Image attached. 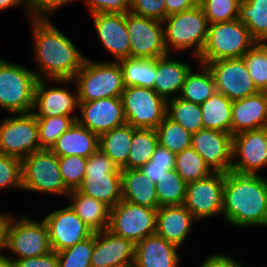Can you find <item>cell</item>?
Here are the masks:
<instances>
[{
  "mask_svg": "<svg viewBox=\"0 0 267 267\" xmlns=\"http://www.w3.org/2000/svg\"><path fill=\"white\" fill-rule=\"evenodd\" d=\"M222 215L234 227H267V179L261 174L224 173Z\"/></svg>",
  "mask_w": 267,
  "mask_h": 267,
  "instance_id": "cell-1",
  "label": "cell"
},
{
  "mask_svg": "<svg viewBox=\"0 0 267 267\" xmlns=\"http://www.w3.org/2000/svg\"><path fill=\"white\" fill-rule=\"evenodd\" d=\"M31 23L34 54L40 70L34 71L36 77L73 79L87 57L49 19H32Z\"/></svg>",
  "mask_w": 267,
  "mask_h": 267,
  "instance_id": "cell-2",
  "label": "cell"
},
{
  "mask_svg": "<svg viewBox=\"0 0 267 267\" xmlns=\"http://www.w3.org/2000/svg\"><path fill=\"white\" fill-rule=\"evenodd\" d=\"M55 82H75L79 102L108 97H121L124 91L123 73L119 61L93 62L86 59L73 79H54Z\"/></svg>",
  "mask_w": 267,
  "mask_h": 267,
  "instance_id": "cell-3",
  "label": "cell"
},
{
  "mask_svg": "<svg viewBox=\"0 0 267 267\" xmlns=\"http://www.w3.org/2000/svg\"><path fill=\"white\" fill-rule=\"evenodd\" d=\"M162 24L168 53L170 47L176 51L193 48L194 57L201 55L206 44L209 23L200 4L167 16Z\"/></svg>",
  "mask_w": 267,
  "mask_h": 267,
  "instance_id": "cell-4",
  "label": "cell"
},
{
  "mask_svg": "<svg viewBox=\"0 0 267 267\" xmlns=\"http://www.w3.org/2000/svg\"><path fill=\"white\" fill-rule=\"evenodd\" d=\"M257 41L238 19L209 24L206 44L197 58L200 63L242 58Z\"/></svg>",
  "mask_w": 267,
  "mask_h": 267,
  "instance_id": "cell-5",
  "label": "cell"
},
{
  "mask_svg": "<svg viewBox=\"0 0 267 267\" xmlns=\"http://www.w3.org/2000/svg\"><path fill=\"white\" fill-rule=\"evenodd\" d=\"M37 80L32 68L0 58V108L14 114L32 112Z\"/></svg>",
  "mask_w": 267,
  "mask_h": 267,
  "instance_id": "cell-6",
  "label": "cell"
},
{
  "mask_svg": "<svg viewBox=\"0 0 267 267\" xmlns=\"http://www.w3.org/2000/svg\"><path fill=\"white\" fill-rule=\"evenodd\" d=\"M77 190L112 208L122 199L121 169L98 149L87 158L85 176Z\"/></svg>",
  "mask_w": 267,
  "mask_h": 267,
  "instance_id": "cell-7",
  "label": "cell"
},
{
  "mask_svg": "<svg viewBox=\"0 0 267 267\" xmlns=\"http://www.w3.org/2000/svg\"><path fill=\"white\" fill-rule=\"evenodd\" d=\"M22 162L23 190L68 196L70 191L64 184L59 169V157L51 150L35 151Z\"/></svg>",
  "mask_w": 267,
  "mask_h": 267,
  "instance_id": "cell-8",
  "label": "cell"
},
{
  "mask_svg": "<svg viewBox=\"0 0 267 267\" xmlns=\"http://www.w3.org/2000/svg\"><path fill=\"white\" fill-rule=\"evenodd\" d=\"M5 249L17 255L16 259L44 256L52 251L48 228L44 220L36 221L28 216L20 219L11 214L6 227Z\"/></svg>",
  "mask_w": 267,
  "mask_h": 267,
  "instance_id": "cell-9",
  "label": "cell"
},
{
  "mask_svg": "<svg viewBox=\"0 0 267 267\" xmlns=\"http://www.w3.org/2000/svg\"><path fill=\"white\" fill-rule=\"evenodd\" d=\"M157 210L121 199L114 207L110 208L107 230L136 244L147 236L156 233Z\"/></svg>",
  "mask_w": 267,
  "mask_h": 267,
  "instance_id": "cell-10",
  "label": "cell"
},
{
  "mask_svg": "<svg viewBox=\"0 0 267 267\" xmlns=\"http://www.w3.org/2000/svg\"><path fill=\"white\" fill-rule=\"evenodd\" d=\"M121 99L126 124L132 127L155 129L166 116L167 101L151 88L125 87Z\"/></svg>",
  "mask_w": 267,
  "mask_h": 267,
  "instance_id": "cell-11",
  "label": "cell"
},
{
  "mask_svg": "<svg viewBox=\"0 0 267 267\" xmlns=\"http://www.w3.org/2000/svg\"><path fill=\"white\" fill-rule=\"evenodd\" d=\"M40 150L37 118L32 112L17 113L0 121V153L24 159Z\"/></svg>",
  "mask_w": 267,
  "mask_h": 267,
  "instance_id": "cell-12",
  "label": "cell"
},
{
  "mask_svg": "<svg viewBox=\"0 0 267 267\" xmlns=\"http://www.w3.org/2000/svg\"><path fill=\"white\" fill-rule=\"evenodd\" d=\"M130 57L156 59L168 53L162 21L126 13Z\"/></svg>",
  "mask_w": 267,
  "mask_h": 267,
  "instance_id": "cell-13",
  "label": "cell"
},
{
  "mask_svg": "<svg viewBox=\"0 0 267 267\" xmlns=\"http://www.w3.org/2000/svg\"><path fill=\"white\" fill-rule=\"evenodd\" d=\"M201 64L206 65L210 70L216 92L224 94L231 101L259 92L253 84L243 58L220 59Z\"/></svg>",
  "mask_w": 267,
  "mask_h": 267,
  "instance_id": "cell-14",
  "label": "cell"
},
{
  "mask_svg": "<svg viewBox=\"0 0 267 267\" xmlns=\"http://www.w3.org/2000/svg\"><path fill=\"white\" fill-rule=\"evenodd\" d=\"M267 166V127L244 131L233 136L231 171L258 175Z\"/></svg>",
  "mask_w": 267,
  "mask_h": 267,
  "instance_id": "cell-15",
  "label": "cell"
},
{
  "mask_svg": "<svg viewBox=\"0 0 267 267\" xmlns=\"http://www.w3.org/2000/svg\"><path fill=\"white\" fill-rule=\"evenodd\" d=\"M224 173L214 172L209 177L187 183L184 206L198 221L222 214Z\"/></svg>",
  "mask_w": 267,
  "mask_h": 267,
  "instance_id": "cell-16",
  "label": "cell"
},
{
  "mask_svg": "<svg viewBox=\"0 0 267 267\" xmlns=\"http://www.w3.org/2000/svg\"><path fill=\"white\" fill-rule=\"evenodd\" d=\"M43 220L48 228L52 251L55 252L74 246L94 233L70 205L51 212Z\"/></svg>",
  "mask_w": 267,
  "mask_h": 267,
  "instance_id": "cell-17",
  "label": "cell"
},
{
  "mask_svg": "<svg viewBox=\"0 0 267 267\" xmlns=\"http://www.w3.org/2000/svg\"><path fill=\"white\" fill-rule=\"evenodd\" d=\"M79 111L76 121L98 136L126 124L121 97L80 102Z\"/></svg>",
  "mask_w": 267,
  "mask_h": 267,
  "instance_id": "cell-18",
  "label": "cell"
},
{
  "mask_svg": "<svg viewBox=\"0 0 267 267\" xmlns=\"http://www.w3.org/2000/svg\"><path fill=\"white\" fill-rule=\"evenodd\" d=\"M191 147L213 172L231 171L233 136L230 133L201 129L192 133Z\"/></svg>",
  "mask_w": 267,
  "mask_h": 267,
  "instance_id": "cell-19",
  "label": "cell"
},
{
  "mask_svg": "<svg viewBox=\"0 0 267 267\" xmlns=\"http://www.w3.org/2000/svg\"><path fill=\"white\" fill-rule=\"evenodd\" d=\"M46 80V78L37 80L32 110L34 116L36 118L72 116L76 120L78 116L76 109H79L80 103L77 88L74 94L68 88L49 89Z\"/></svg>",
  "mask_w": 267,
  "mask_h": 267,
  "instance_id": "cell-20",
  "label": "cell"
},
{
  "mask_svg": "<svg viewBox=\"0 0 267 267\" xmlns=\"http://www.w3.org/2000/svg\"><path fill=\"white\" fill-rule=\"evenodd\" d=\"M92 17L102 46L115 57V61L130 57L126 13H95Z\"/></svg>",
  "mask_w": 267,
  "mask_h": 267,
  "instance_id": "cell-21",
  "label": "cell"
},
{
  "mask_svg": "<svg viewBox=\"0 0 267 267\" xmlns=\"http://www.w3.org/2000/svg\"><path fill=\"white\" fill-rule=\"evenodd\" d=\"M135 244L109 230L94 233L91 267H111L134 260Z\"/></svg>",
  "mask_w": 267,
  "mask_h": 267,
  "instance_id": "cell-22",
  "label": "cell"
},
{
  "mask_svg": "<svg viewBox=\"0 0 267 267\" xmlns=\"http://www.w3.org/2000/svg\"><path fill=\"white\" fill-rule=\"evenodd\" d=\"M267 127V96L258 92L232 104L231 135Z\"/></svg>",
  "mask_w": 267,
  "mask_h": 267,
  "instance_id": "cell-23",
  "label": "cell"
},
{
  "mask_svg": "<svg viewBox=\"0 0 267 267\" xmlns=\"http://www.w3.org/2000/svg\"><path fill=\"white\" fill-rule=\"evenodd\" d=\"M178 248L155 233L135 244L134 260L137 267H178Z\"/></svg>",
  "mask_w": 267,
  "mask_h": 267,
  "instance_id": "cell-24",
  "label": "cell"
},
{
  "mask_svg": "<svg viewBox=\"0 0 267 267\" xmlns=\"http://www.w3.org/2000/svg\"><path fill=\"white\" fill-rule=\"evenodd\" d=\"M195 220L184 205L159 207L156 214V234L180 247L191 233Z\"/></svg>",
  "mask_w": 267,
  "mask_h": 267,
  "instance_id": "cell-25",
  "label": "cell"
},
{
  "mask_svg": "<svg viewBox=\"0 0 267 267\" xmlns=\"http://www.w3.org/2000/svg\"><path fill=\"white\" fill-rule=\"evenodd\" d=\"M98 149L99 136L75 121L50 150L58 157L75 155L88 158Z\"/></svg>",
  "mask_w": 267,
  "mask_h": 267,
  "instance_id": "cell-26",
  "label": "cell"
},
{
  "mask_svg": "<svg viewBox=\"0 0 267 267\" xmlns=\"http://www.w3.org/2000/svg\"><path fill=\"white\" fill-rule=\"evenodd\" d=\"M122 199L135 205L158 209L156 186L140 169H121Z\"/></svg>",
  "mask_w": 267,
  "mask_h": 267,
  "instance_id": "cell-27",
  "label": "cell"
},
{
  "mask_svg": "<svg viewBox=\"0 0 267 267\" xmlns=\"http://www.w3.org/2000/svg\"><path fill=\"white\" fill-rule=\"evenodd\" d=\"M167 54L156 58L154 91L166 101L171 95L181 93L183 83L191 66L180 60L171 59Z\"/></svg>",
  "mask_w": 267,
  "mask_h": 267,
  "instance_id": "cell-28",
  "label": "cell"
},
{
  "mask_svg": "<svg viewBox=\"0 0 267 267\" xmlns=\"http://www.w3.org/2000/svg\"><path fill=\"white\" fill-rule=\"evenodd\" d=\"M68 197L72 199V209L94 233L107 230L110 216L108 205L78 190L70 191Z\"/></svg>",
  "mask_w": 267,
  "mask_h": 267,
  "instance_id": "cell-29",
  "label": "cell"
},
{
  "mask_svg": "<svg viewBox=\"0 0 267 267\" xmlns=\"http://www.w3.org/2000/svg\"><path fill=\"white\" fill-rule=\"evenodd\" d=\"M232 104L224 94L216 92L200 105L203 129L231 134Z\"/></svg>",
  "mask_w": 267,
  "mask_h": 267,
  "instance_id": "cell-30",
  "label": "cell"
},
{
  "mask_svg": "<svg viewBox=\"0 0 267 267\" xmlns=\"http://www.w3.org/2000/svg\"><path fill=\"white\" fill-rule=\"evenodd\" d=\"M135 129V127L125 124L99 136V149L108 155L119 169H122L127 163Z\"/></svg>",
  "mask_w": 267,
  "mask_h": 267,
  "instance_id": "cell-31",
  "label": "cell"
},
{
  "mask_svg": "<svg viewBox=\"0 0 267 267\" xmlns=\"http://www.w3.org/2000/svg\"><path fill=\"white\" fill-rule=\"evenodd\" d=\"M125 87L139 86L154 90L156 59L128 57L119 61Z\"/></svg>",
  "mask_w": 267,
  "mask_h": 267,
  "instance_id": "cell-32",
  "label": "cell"
},
{
  "mask_svg": "<svg viewBox=\"0 0 267 267\" xmlns=\"http://www.w3.org/2000/svg\"><path fill=\"white\" fill-rule=\"evenodd\" d=\"M201 66V71L190 70L179 94L180 98L198 105L216 93L215 82L210 70L204 64Z\"/></svg>",
  "mask_w": 267,
  "mask_h": 267,
  "instance_id": "cell-33",
  "label": "cell"
},
{
  "mask_svg": "<svg viewBox=\"0 0 267 267\" xmlns=\"http://www.w3.org/2000/svg\"><path fill=\"white\" fill-rule=\"evenodd\" d=\"M158 145L155 129L136 128L133 132L127 163L122 169H140L151 159Z\"/></svg>",
  "mask_w": 267,
  "mask_h": 267,
  "instance_id": "cell-34",
  "label": "cell"
},
{
  "mask_svg": "<svg viewBox=\"0 0 267 267\" xmlns=\"http://www.w3.org/2000/svg\"><path fill=\"white\" fill-rule=\"evenodd\" d=\"M238 20L257 42H262L267 37V0H240Z\"/></svg>",
  "mask_w": 267,
  "mask_h": 267,
  "instance_id": "cell-35",
  "label": "cell"
},
{
  "mask_svg": "<svg viewBox=\"0 0 267 267\" xmlns=\"http://www.w3.org/2000/svg\"><path fill=\"white\" fill-rule=\"evenodd\" d=\"M166 116L180 124L190 133L203 129L200 105L186 101L178 95L167 100Z\"/></svg>",
  "mask_w": 267,
  "mask_h": 267,
  "instance_id": "cell-36",
  "label": "cell"
},
{
  "mask_svg": "<svg viewBox=\"0 0 267 267\" xmlns=\"http://www.w3.org/2000/svg\"><path fill=\"white\" fill-rule=\"evenodd\" d=\"M175 171L186 183L204 179L214 173L193 147L176 154Z\"/></svg>",
  "mask_w": 267,
  "mask_h": 267,
  "instance_id": "cell-37",
  "label": "cell"
},
{
  "mask_svg": "<svg viewBox=\"0 0 267 267\" xmlns=\"http://www.w3.org/2000/svg\"><path fill=\"white\" fill-rule=\"evenodd\" d=\"M160 207L180 206L184 204L187 183L172 169L155 184Z\"/></svg>",
  "mask_w": 267,
  "mask_h": 267,
  "instance_id": "cell-38",
  "label": "cell"
},
{
  "mask_svg": "<svg viewBox=\"0 0 267 267\" xmlns=\"http://www.w3.org/2000/svg\"><path fill=\"white\" fill-rule=\"evenodd\" d=\"M155 130L158 144L175 154L191 147L192 133L167 116Z\"/></svg>",
  "mask_w": 267,
  "mask_h": 267,
  "instance_id": "cell-39",
  "label": "cell"
},
{
  "mask_svg": "<svg viewBox=\"0 0 267 267\" xmlns=\"http://www.w3.org/2000/svg\"><path fill=\"white\" fill-rule=\"evenodd\" d=\"M75 121L76 120L72 116L37 118L40 150H50L56 140L66 132Z\"/></svg>",
  "mask_w": 267,
  "mask_h": 267,
  "instance_id": "cell-40",
  "label": "cell"
},
{
  "mask_svg": "<svg viewBox=\"0 0 267 267\" xmlns=\"http://www.w3.org/2000/svg\"><path fill=\"white\" fill-rule=\"evenodd\" d=\"M242 58L253 84L260 90L267 81V44L257 42Z\"/></svg>",
  "mask_w": 267,
  "mask_h": 267,
  "instance_id": "cell-41",
  "label": "cell"
},
{
  "mask_svg": "<svg viewBox=\"0 0 267 267\" xmlns=\"http://www.w3.org/2000/svg\"><path fill=\"white\" fill-rule=\"evenodd\" d=\"M94 233L74 246L57 252L58 267H91Z\"/></svg>",
  "mask_w": 267,
  "mask_h": 267,
  "instance_id": "cell-42",
  "label": "cell"
},
{
  "mask_svg": "<svg viewBox=\"0 0 267 267\" xmlns=\"http://www.w3.org/2000/svg\"><path fill=\"white\" fill-rule=\"evenodd\" d=\"M240 0H199L209 24L238 19Z\"/></svg>",
  "mask_w": 267,
  "mask_h": 267,
  "instance_id": "cell-43",
  "label": "cell"
},
{
  "mask_svg": "<svg viewBox=\"0 0 267 267\" xmlns=\"http://www.w3.org/2000/svg\"><path fill=\"white\" fill-rule=\"evenodd\" d=\"M175 157V153L158 145L151 159L140 170L156 184L168 171L175 169Z\"/></svg>",
  "mask_w": 267,
  "mask_h": 267,
  "instance_id": "cell-44",
  "label": "cell"
},
{
  "mask_svg": "<svg viewBox=\"0 0 267 267\" xmlns=\"http://www.w3.org/2000/svg\"><path fill=\"white\" fill-rule=\"evenodd\" d=\"M87 166V158L80 156L59 157V169L64 184L69 191L77 190L83 182Z\"/></svg>",
  "mask_w": 267,
  "mask_h": 267,
  "instance_id": "cell-45",
  "label": "cell"
},
{
  "mask_svg": "<svg viewBox=\"0 0 267 267\" xmlns=\"http://www.w3.org/2000/svg\"><path fill=\"white\" fill-rule=\"evenodd\" d=\"M16 188L22 190L21 159L0 153V190Z\"/></svg>",
  "mask_w": 267,
  "mask_h": 267,
  "instance_id": "cell-46",
  "label": "cell"
},
{
  "mask_svg": "<svg viewBox=\"0 0 267 267\" xmlns=\"http://www.w3.org/2000/svg\"><path fill=\"white\" fill-rule=\"evenodd\" d=\"M129 12L163 21L166 18L165 0H130Z\"/></svg>",
  "mask_w": 267,
  "mask_h": 267,
  "instance_id": "cell-47",
  "label": "cell"
},
{
  "mask_svg": "<svg viewBox=\"0 0 267 267\" xmlns=\"http://www.w3.org/2000/svg\"><path fill=\"white\" fill-rule=\"evenodd\" d=\"M67 3L69 0H27V9L31 19H48L51 12Z\"/></svg>",
  "mask_w": 267,
  "mask_h": 267,
  "instance_id": "cell-48",
  "label": "cell"
},
{
  "mask_svg": "<svg viewBox=\"0 0 267 267\" xmlns=\"http://www.w3.org/2000/svg\"><path fill=\"white\" fill-rule=\"evenodd\" d=\"M89 12L95 13H128L130 0H86Z\"/></svg>",
  "mask_w": 267,
  "mask_h": 267,
  "instance_id": "cell-49",
  "label": "cell"
},
{
  "mask_svg": "<svg viewBox=\"0 0 267 267\" xmlns=\"http://www.w3.org/2000/svg\"><path fill=\"white\" fill-rule=\"evenodd\" d=\"M14 267H58L57 252L51 251L44 256L15 260Z\"/></svg>",
  "mask_w": 267,
  "mask_h": 267,
  "instance_id": "cell-50",
  "label": "cell"
},
{
  "mask_svg": "<svg viewBox=\"0 0 267 267\" xmlns=\"http://www.w3.org/2000/svg\"><path fill=\"white\" fill-rule=\"evenodd\" d=\"M237 261L229 255L211 253L200 267H243V263Z\"/></svg>",
  "mask_w": 267,
  "mask_h": 267,
  "instance_id": "cell-51",
  "label": "cell"
},
{
  "mask_svg": "<svg viewBox=\"0 0 267 267\" xmlns=\"http://www.w3.org/2000/svg\"><path fill=\"white\" fill-rule=\"evenodd\" d=\"M199 4V0H165L166 17L180 13Z\"/></svg>",
  "mask_w": 267,
  "mask_h": 267,
  "instance_id": "cell-52",
  "label": "cell"
},
{
  "mask_svg": "<svg viewBox=\"0 0 267 267\" xmlns=\"http://www.w3.org/2000/svg\"><path fill=\"white\" fill-rule=\"evenodd\" d=\"M11 214H0V252L4 250L5 248V239H6V227L8 224V220L10 218ZM4 256L2 253H0V257Z\"/></svg>",
  "mask_w": 267,
  "mask_h": 267,
  "instance_id": "cell-53",
  "label": "cell"
},
{
  "mask_svg": "<svg viewBox=\"0 0 267 267\" xmlns=\"http://www.w3.org/2000/svg\"><path fill=\"white\" fill-rule=\"evenodd\" d=\"M24 3V4H23ZM19 5H25V10L24 11H26L25 13H26V15L28 14L29 15V13H28V9H27V0H0V10L2 11V10H5V9H7V8H10V7H13V6H19Z\"/></svg>",
  "mask_w": 267,
  "mask_h": 267,
  "instance_id": "cell-54",
  "label": "cell"
},
{
  "mask_svg": "<svg viewBox=\"0 0 267 267\" xmlns=\"http://www.w3.org/2000/svg\"><path fill=\"white\" fill-rule=\"evenodd\" d=\"M0 267H14V263L12 260H10V257L2 256L0 257Z\"/></svg>",
  "mask_w": 267,
  "mask_h": 267,
  "instance_id": "cell-55",
  "label": "cell"
},
{
  "mask_svg": "<svg viewBox=\"0 0 267 267\" xmlns=\"http://www.w3.org/2000/svg\"><path fill=\"white\" fill-rule=\"evenodd\" d=\"M111 267H137L135 260H132L127 263L117 264Z\"/></svg>",
  "mask_w": 267,
  "mask_h": 267,
  "instance_id": "cell-56",
  "label": "cell"
},
{
  "mask_svg": "<svg viewBox=\"0 0 267 267\" xmlns=\"http://www.w3.org/2000/svg\"><path fill=\"white\" fill-rule=\"evenodd\" d=\"M259 92H261L265 96H267V81H266L265 85L259 90Z\"/></svg>",
  "mask_w": 267,
  "mask_h": 267,
  "instance_id": "cell-57",
  "label": "cell"
},
{
  "mask_svg": "<svg viewBox=\"0 0 267 267\" xmlns=\"http://www.w3.org/2000/svg\"><path fill=\"white\" fill-rule=\"evenodd\" d=\"M261 43L267 44V37Z\"/></svg>",
  "mask_w": 267,
  "mask_h": 267,
  "instance_id": "cell-58",
  "label": "cell"
}]
</instances>
